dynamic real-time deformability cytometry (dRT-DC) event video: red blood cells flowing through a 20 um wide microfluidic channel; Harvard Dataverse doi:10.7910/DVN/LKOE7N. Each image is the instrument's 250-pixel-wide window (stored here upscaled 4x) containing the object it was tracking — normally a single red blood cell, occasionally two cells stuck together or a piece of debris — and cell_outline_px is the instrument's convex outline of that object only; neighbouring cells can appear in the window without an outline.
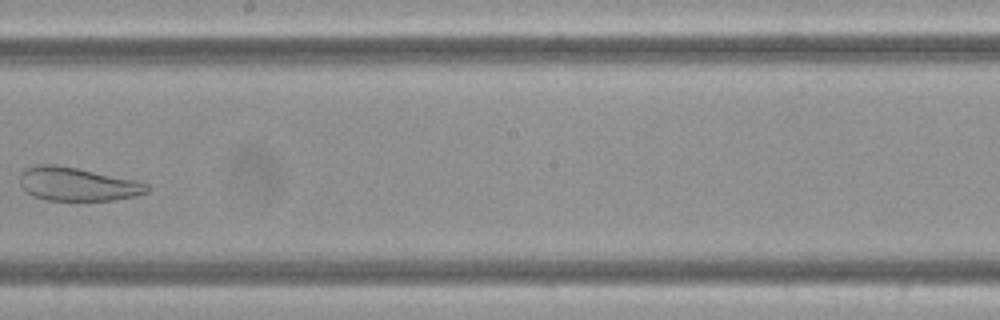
{"species": "Egyptian fruit bat (a non-hibernating species)", "species_latin": "Rousettus aegyptiacus", "temperature_condition": "cold", "stored_images_in_passage": 7, "camera_frame_rate_fps": 3000, "um_per_image_px": 0.085, "frame": {"image": 1, "passage_image": 7, "time_ms": 2.0, "image_size_px": [1000, 320], "cell_outline_px": [[152, 188], [148, 192], [116, 200], [48, 200], [32, 196], [20, 184], [20, 176], [24, 168], [40, 164], [52, 164], [76, 168], [136, 180], [148, 184]], "centroid_in_image_um": [6.59, 15.65], "position_along_channel_um": 241.6, "area_um2": 24.68}}